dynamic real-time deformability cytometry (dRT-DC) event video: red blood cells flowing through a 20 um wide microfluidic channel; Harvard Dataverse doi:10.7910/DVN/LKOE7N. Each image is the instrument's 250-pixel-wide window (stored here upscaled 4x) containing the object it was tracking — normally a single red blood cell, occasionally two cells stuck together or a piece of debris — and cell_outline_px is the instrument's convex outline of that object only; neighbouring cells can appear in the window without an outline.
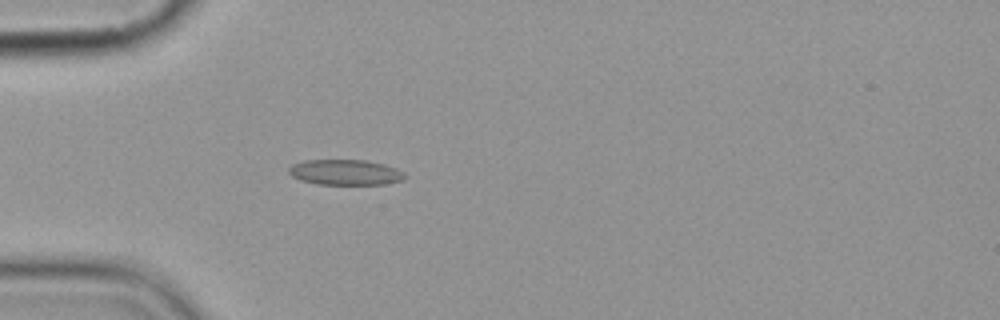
{"species": "common noctule bat (a hibernating species)", "species_latin": "Nyctalus noctula", "temperature_condition": "cold", "stored_images_in_passage": 5, "camera_frame_rate_fps": 3000, "um_per_image_px": 0.085, "animal": {"sex": "female", "body_mass_g": 19.9}, "frame": {"image": 1, "passage_image": 5, "time_ms": 5.333, "image_size_px": [1000, 320], "cell_outline_px": [[408, 176], [404, 180], [384, 184], [316, 184], [300, 180], [292, 176], [288, 172], [288, 168], [292, 164], [304, 160], [364, 160], [384, 164], [396, 168], [404, 172]], "centroid_in_image_um": [29.36, 14.64], "position_along_channel_um": 55.6, "area_um2": 17.34}}